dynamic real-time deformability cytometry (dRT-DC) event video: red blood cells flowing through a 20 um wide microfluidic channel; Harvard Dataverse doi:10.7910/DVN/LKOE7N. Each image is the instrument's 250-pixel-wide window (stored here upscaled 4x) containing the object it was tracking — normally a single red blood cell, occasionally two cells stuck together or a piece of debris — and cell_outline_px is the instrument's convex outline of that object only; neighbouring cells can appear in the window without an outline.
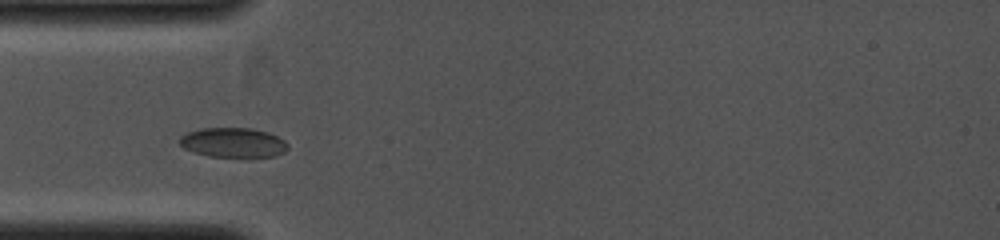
{"species": "common noctule bat (a hibernating species)", "species_latin": "Nyctalus noctula", "temperature_condition": "cold", "stored_images_in_passage": 29, "camera_frame_rate_fps": 4000, "um_per_image_px": 0.085, "animal": {"sex": "female", "body_mass_g": 19.0, "forearm_length_mm": 53.3}, "frame": {"image": 1, "passage_image": 3, "time_ms": 0.5, "image_size_px": [1000, 240], "cell_outline_px": [[288, 148], [284, 152], [276, 156], [208, 156], [184, 148], [180, 144], [180, 136], [188, 132], [200, 128], [252, 128], [268, 132], [284, 140], [288, 144]], "centroid_in_image_um": [19.83, 12.1], "position_along_channel_um": 65.2, "area_um2": 18.5}}
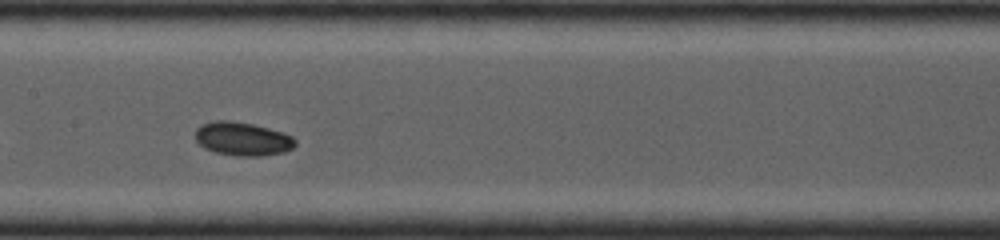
{"frame": {"image": 2, "passage_image": 11, "time_ms": 2.5, "image_size_px": [1000, 240], "cell_outline_px": [[296, 144], [292, 148], [284, 152], [260, 156], [236, 156], [216, 152], [204, 148], [196, 140], [196, 128], [200, 124], [216, 120], [228, 120], [252, 124], [284, 132], [292, 136], [296, 140]], "centroid_in_image_um": [20.62, 11.8], "position_along_channel_um": 186.8, "area_um2": 19.59}}
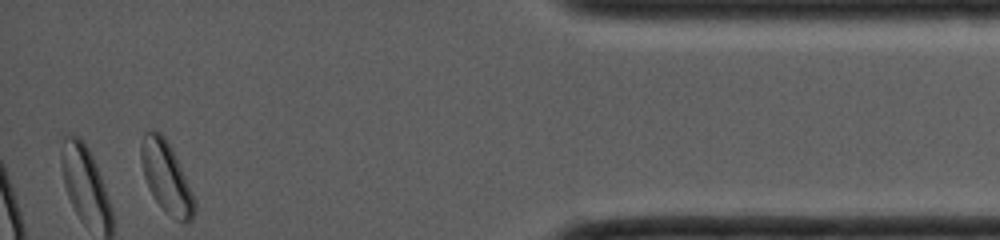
{"frame": {"image": 3, "passage_image": 29, "time_ms": 7.0, "image_size_px": [1000, 240], "cell_outline_px": [[196, 212], [192, 220], [188, 224], [184, 224], [176, 220], [164, 212], [152, 196], [148, 188], [144, 176], [140, 160], [140, 144], [144, 132], [160, 132], [164, 136], [176, 156], [196, 200]], "centroid_in_image_um": [14.15, 15.14], "position_along_channel_um": 421.0, "area_um2": 22.54}}